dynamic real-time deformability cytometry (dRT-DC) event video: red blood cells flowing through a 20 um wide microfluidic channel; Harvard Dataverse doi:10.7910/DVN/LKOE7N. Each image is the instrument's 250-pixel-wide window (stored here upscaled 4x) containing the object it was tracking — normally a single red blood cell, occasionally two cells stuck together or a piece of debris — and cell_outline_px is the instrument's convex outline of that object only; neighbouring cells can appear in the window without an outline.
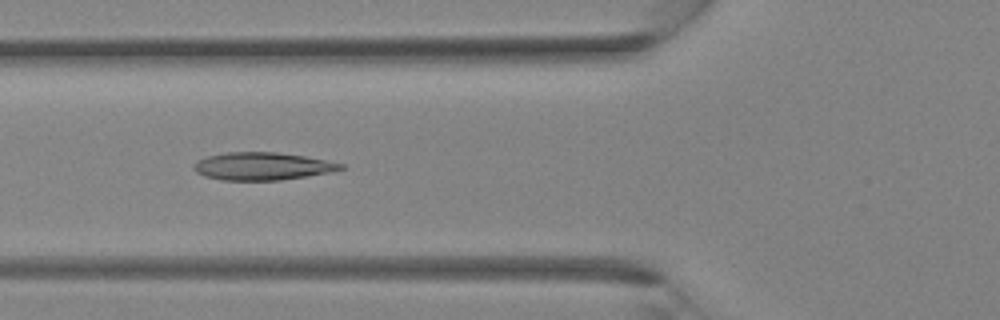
{"species": "Egyptian fruit bat (a non-hibernating species)", "species_latin": "Rousettus aegyptiacus", "temperature_condition": "room temperature", "stored_images_in_passage": 28, "camera_frame_rate_fps": 3000, "um_per_image_px": 0.085, "animal": {"sex": "female"}, "frame": {"image": 1, "passage_image": 6, "time_ms": 1.667, "image_size_px": [1000, 320], "cell_outline_px": [[344, 168], [328, 172], [280, 180], [220, 180], [204, 176], [196, 172], [192, 168], [192, 164], [196, 160], [208, 156], [224, 152], [276, 152], [304, 156], [344, 164]], "centroid_in_image_um": [22.2, 14.12], "position_along_channel_um": 103.6, "area_um2": 23.58}}
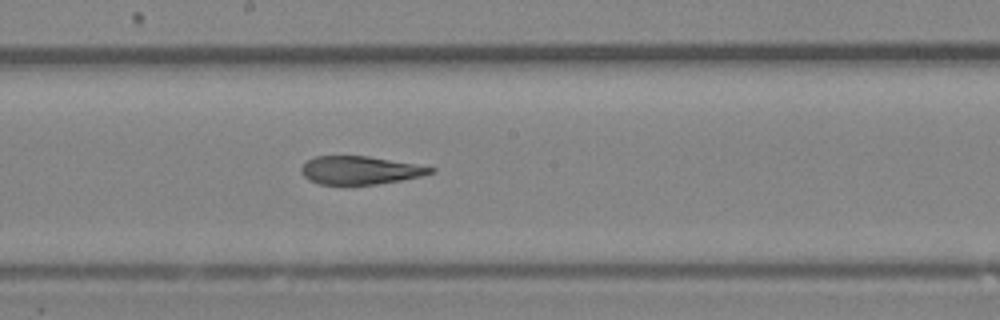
{"frame": {"image": 2, "passage_image": 12, "time_ms": 3.667, "image_size_px": [1000, 320], "cell_outline_px": [[436, 172], [420, 176], [400, 180], [376, 184], [320, 184], [308, 180], [300, 172], [300, 168], [308, 160], [316, 156], [368, 156], [436, 168]], "centroid_in_image_um": [30.58, 14.47], "position_along_channel_um": 217.6, "area_um2": 20.98}}
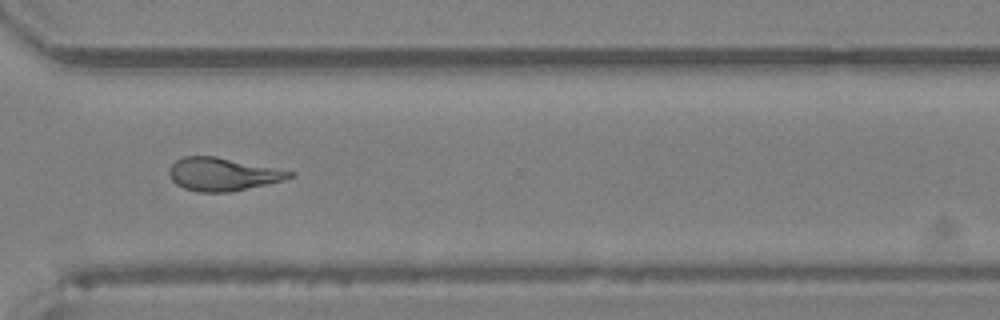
{"frame": {"image": 3, "passage_image": 19, "time_ms": 6.0, "image_size_px": [1000, 320], "cell_outline_px": [[296, 172], [292, 176], [284, 180], [228, 192], [200, 192], [184, 188], [176, 184], [168, 176], [168, 168], [176, 160], [184, 156], [216, 156]], "centroid_in_image_um": [18.88, 14.8], "position_along_channel_um": 351.7, "area_um2": 23.06}}